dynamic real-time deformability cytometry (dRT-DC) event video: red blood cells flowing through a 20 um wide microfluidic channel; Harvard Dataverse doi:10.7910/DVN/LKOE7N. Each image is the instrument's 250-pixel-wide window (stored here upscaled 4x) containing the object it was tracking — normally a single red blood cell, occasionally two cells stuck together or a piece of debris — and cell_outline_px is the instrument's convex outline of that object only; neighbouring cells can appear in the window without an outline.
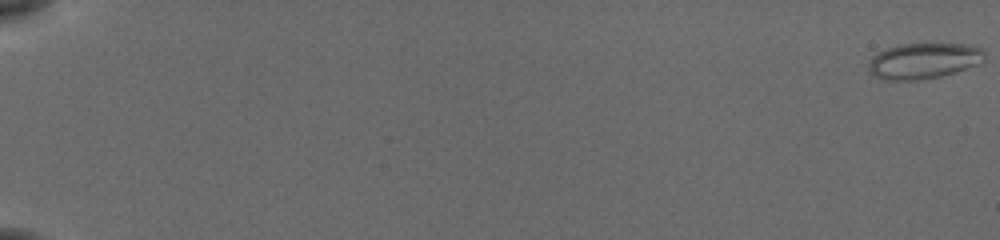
{"species": "common noctule bat (a hibernating species)", "species_latin": "Nyctalus noctula", "temperature_condition": "cold", "stored_images_in_passage": 15, "camera_frame_rate_fps": 3000, "um_per_image_px": 0.085, "animal": {"sex": "female", "body_mass_g": 19.5, "forearm_length_mm": 54.1}, "frame": {"image": 1, "passage_image": 1, "time_ms": 0.0, "image_size_px": [1000, 240], "cell_outline_px": [[984, 60], [976, 64], [940, 76], [916, 80], [884, 80], [868, 72], [868, 64], [872, 56], [888, 48], [900, 44], [964, 44], [980, 48], [984, 52]], "centroid_in_image_um": [78.45, 5.17], "position_along_channel_um": 6.5, "area_um2": 23.76}}